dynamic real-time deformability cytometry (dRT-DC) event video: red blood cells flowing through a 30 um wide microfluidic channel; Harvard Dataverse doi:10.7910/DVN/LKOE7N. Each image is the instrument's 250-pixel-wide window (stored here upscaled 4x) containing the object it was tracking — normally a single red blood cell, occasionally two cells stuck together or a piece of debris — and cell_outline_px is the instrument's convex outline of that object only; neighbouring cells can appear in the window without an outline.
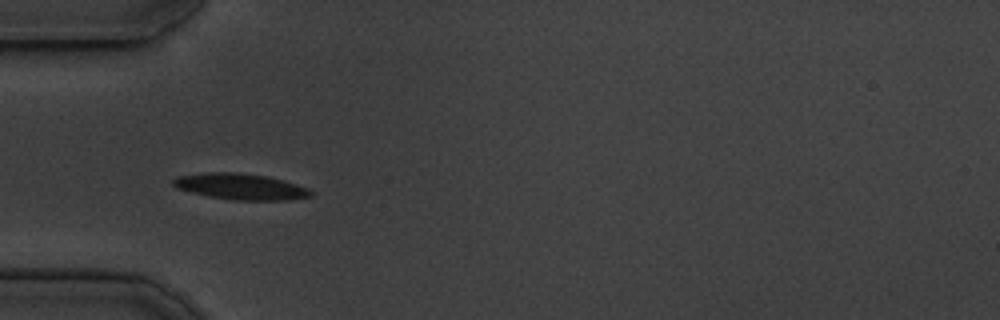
{"species": "common noctule bat (a hibernating species)", "species_latin": "Nyctalus noctula", "temperature_condition": "cold", "stored_images_in_passage": 38, "camera_frame_rate_fps": 3000, "um_per_image_px": 0.085, "animal": {"sex": "male", "body_mass_g": 19.5, "forearm_length_mm": 54.6}, "frame": {"image": 1, "passage_image": 1, "time_ms": 0.0, "image_size_px": [1000, 320], "cell_outline_px": [[312, 196], [288, 200], [232, 200], [208, 196], [176, 188], [172, 184], [172, 180], [176, 176], [208, 172], [240, 172], [268, 176], [284, 180], [308, 188], [312, 192]], "centroid_in_image_um": [20.44, 15.85], "position_along_channel_um": 64.6, "area_um2": 21.04}}
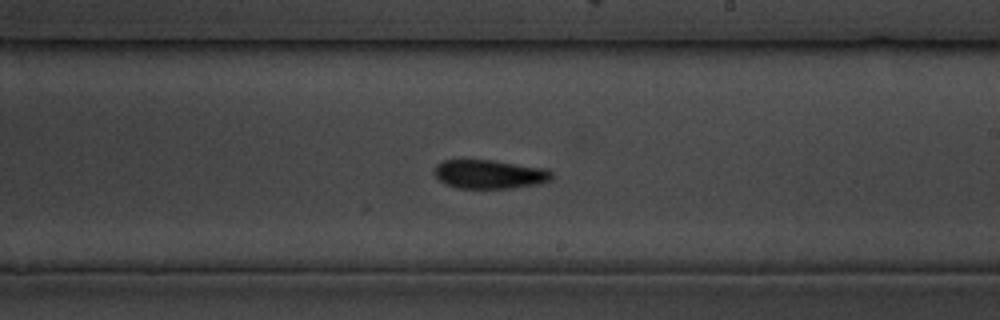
{"frame": {"image": 2, "passage_image": 16, "time_ms": 5.0, "image_size_px": [1000, 320], "cell_outline_px": [[552, 180], [540, 184], [512, 188], [456, 188], [444, 184], [432, 172], [436, 164], [444, 160], [492, 160], [548, 168], [552, 172]], "centroid_in_image_um": [41.62, 14.81], "position_along_channel_um": 247.4, "area_um2": 20.06}}
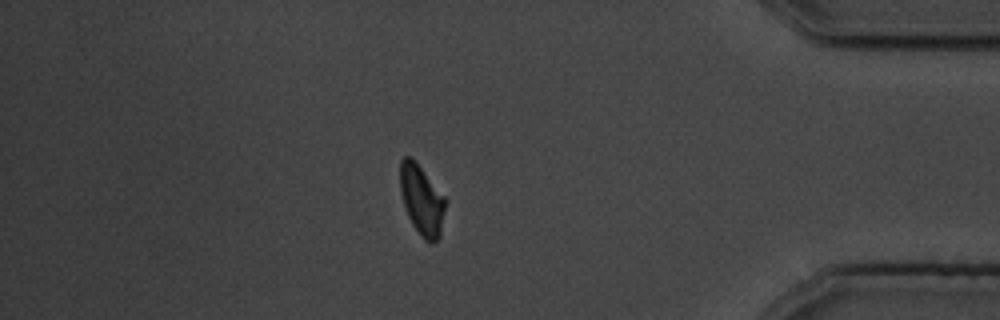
{"frame": {"image": 3, "passage_image": 31, "time_ms": 10.0, "image_size_px": [1000, 320], "cell_outline_px": [[444, 208], [440, 236], [432, 244], [428, 244], [420, 236], [412, 224], [408, 216], [400, 192], [400, 160], [404, 156], [412, 156], [416, 160], [444, 196]], "centroid_in_image_um": [35.82, 16.98], "position_along_channel_um": 399.4, "area_um2": 18.5}, "authors_computed_cell_mechanics": {"area_um2": 20.0855, "velocity_mm_per_s": 3.691, "shape_relaxation_time_tau1_ms": 4.3105, "shape_relaxation_time_tau2_ms": 5.6624, "deformation_change_tau1": 0.1401, "deformation_change_tau2": 0.1193}}